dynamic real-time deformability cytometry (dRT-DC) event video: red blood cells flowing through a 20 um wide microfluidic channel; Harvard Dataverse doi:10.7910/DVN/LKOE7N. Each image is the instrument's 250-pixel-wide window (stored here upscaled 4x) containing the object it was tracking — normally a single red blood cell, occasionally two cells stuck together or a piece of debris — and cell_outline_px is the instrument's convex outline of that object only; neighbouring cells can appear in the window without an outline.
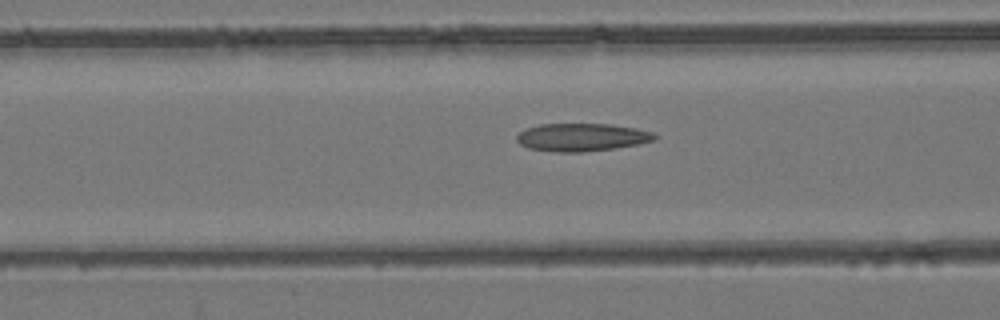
{"species": "common noctule bat (a hibernating species)", "species_latin": "Nyctalus noctula", "temperature_condition": "room temperature", "stored_images_in_passage": 33, "camera_frame_rate_fps": 3000, "um_per_image_px": 0.085, "animal": {"sex": "female", "body_mass_g": 24.6, "forearm_length_mm": 56.2}, "frame": {"image": 1, "passage_image": 5, "time_ms": 1.333, "image_size_px": [1000, 320], "cell_outline_px": [[660, 136], [656, 140], [640, 144], [584, 152], [556, 152], [528, 148], [520, 144], [516, 140], [516, 136], [520, 132], [528, 128], [540, 124], [608, 124], [636, 128], [652, 132]], "centroid_in_image_um": [49.48, 11.67], "position_along_channel_um": 117.1, "area_um2": 22.43}}
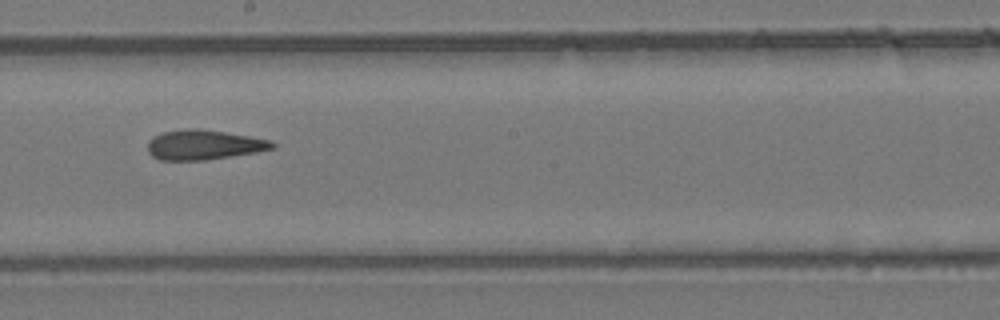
{"frame": {"image": 2, "passage_image": 14, "time_ms": 4.333, "image_size_px": [1000, 320], "cell_outline_px": [[276, 148], [256, 152], [204, 160], [160, 160], [152, 156], [148, 152], [148, 140], [164, 132], [184, 128], [196, 128], [224, 132], [272, 140], [276, 144]], "centroid_in_image_um": [17.33, 12.31], "position_along_channel_um": 230.9, "area_um2": 21.56}}
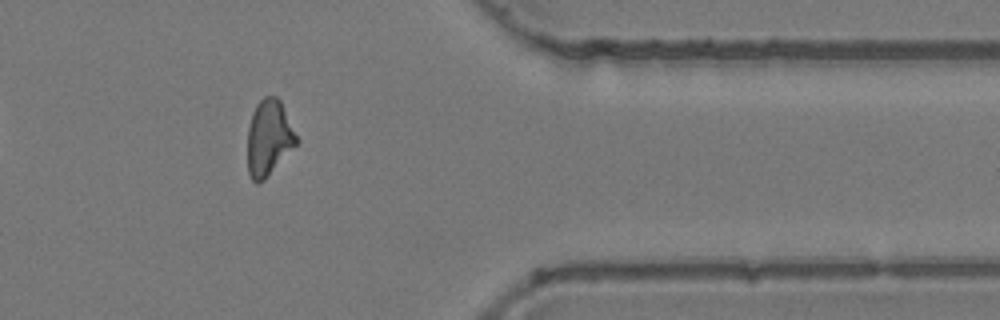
{"frame": {"image": 3, "passage_image": 28, "time_ms": 9.0, "image_size_px": [1000, 320], "cell_outline_px": [[300, 140], [264, 180], [260, 184], [256, 184], [252, 180], [248, 172], [248, 128], [252, 112], [256, 104], [264, 96], [276, 96], [280, 100]], "centroid_in_image_um": [22.85, 11.71], "position_along_channel_um": 388.5, "area_um2": 21.68}, "authors_computed_cell_mechanics": {"area_um2": 21.5594, "velocity_mm_per_s": 3.7854, "shape_relaxation_time_tau1_ms": null, "shape_relaxation_time_tau2_ms": 4.0754, "deformation_change_tau1": null, "deformation_change_tau2": 0.1311}}